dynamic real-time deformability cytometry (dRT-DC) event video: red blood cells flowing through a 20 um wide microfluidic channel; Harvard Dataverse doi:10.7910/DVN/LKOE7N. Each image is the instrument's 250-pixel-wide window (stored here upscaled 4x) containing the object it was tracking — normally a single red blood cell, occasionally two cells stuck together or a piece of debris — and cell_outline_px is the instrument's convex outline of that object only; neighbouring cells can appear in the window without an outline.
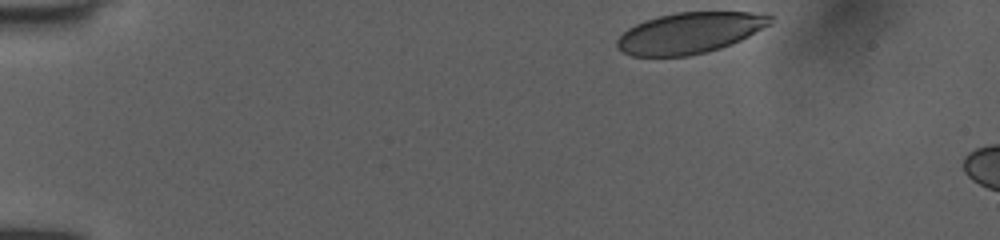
{"species": "human", "species_latin": "Homo sapiens", "temperature_condition": "room temperature", "stored_images_in_passage": 6, "camera_frame_rate_fps": 3000, "um_per_image_px": 0.085, "donor": {"sex": "female"}, "frame": {"image": 1, "passage_image": 1, "time_ms": 0.0, "image_size_px": [1000, 240], "cell_outline_px": [[772, 24], [732, 44], [708, 52], [688, 56], [632, 56], [616, 48], [616, 40], [628, 28], [644, 20], [676, 12], [752, 12], [772, 16]], "centroid_in_image_um": [58.62, 2.8], "position_along_channel_um": 26.4, "area_um2": 36.59}}